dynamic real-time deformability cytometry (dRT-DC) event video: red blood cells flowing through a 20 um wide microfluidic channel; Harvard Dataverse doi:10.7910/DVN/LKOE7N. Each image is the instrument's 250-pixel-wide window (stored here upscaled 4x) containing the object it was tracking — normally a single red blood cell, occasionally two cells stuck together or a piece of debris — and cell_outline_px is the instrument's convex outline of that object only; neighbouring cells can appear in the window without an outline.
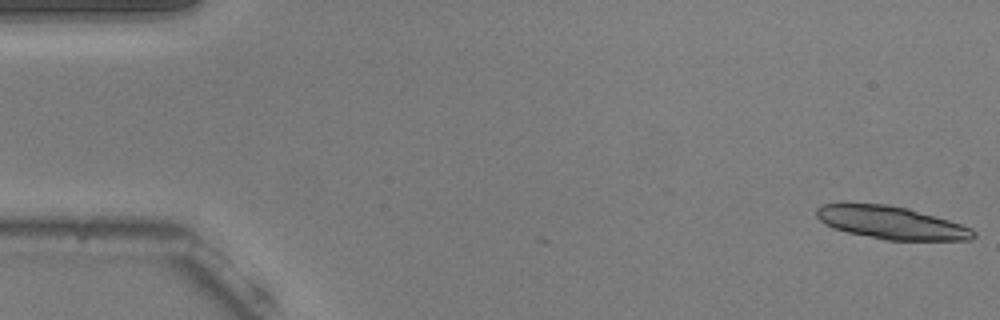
{"species": "common noctule bat (a hibernating species)", "species_latin": "Nyctalus noctula", "temperature_condition": "warm", "stored_images_in_passage": 4, "camera_frame_rate_fps": 3000, "um_per_image_px": 0.085, "animal": {"sex": "male", "body_mass_g": 20.5, "forearm_length_mm": 52.5}, "frame": {"image": 1, "passage_image": 1, "time_ms": 0.0, "image_size_px": [1000, 320], "cell_outline_px": [[976, 236], [972, 240], [884, 240], [848, 232], [832, 228], [824, 224], [816, 216], [816, 208], [820, 204], [840, 200], [888, 204], [908, 208], [948, 220], [972, 228], [976, 232]], "centroid_in_image_um": [75.64, 18.88], "position_along_channel_um": 9.4, "area_um2": 30.92}}